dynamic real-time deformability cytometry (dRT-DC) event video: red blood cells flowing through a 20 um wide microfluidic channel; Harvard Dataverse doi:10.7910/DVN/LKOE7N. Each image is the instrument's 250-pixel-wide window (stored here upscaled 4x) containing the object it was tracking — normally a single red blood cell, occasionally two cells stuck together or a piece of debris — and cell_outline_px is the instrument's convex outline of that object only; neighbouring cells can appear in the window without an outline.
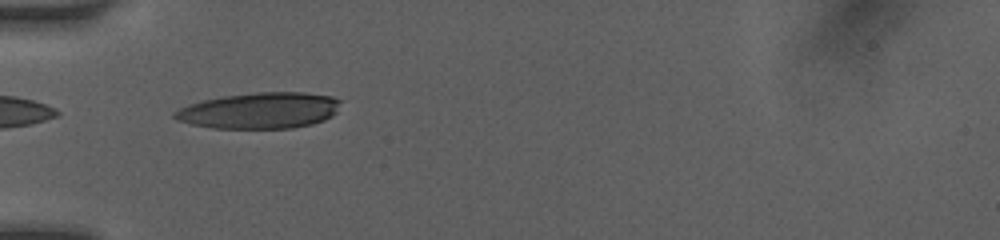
{"species": "human", "species_latin": "Homo sapiens", "temperature_condition": "room temperature", "stored_images_in_passage": 5, "camera_frame_rate_fps": 3000, "um_per_image_px": 0.085, "donor": {"sex": "female"}, "frame": {"image": 1, "passage_image": 4, "time_ms": 3.0, "image_size_px": [1000, 240], "cell_outline_px": [[344, 100], [336, 112], [332, 116], [324, 120], [312, 124], [292, 128], [212, 128], [192, 124], [176, 120], [172, 116], [172, 112], [188, 104], [204, 100], [224, 96], [256, 92], [304, 92], [332, 96]], "centroid_in_image_um": [22.1, 9.39], "position_along_channel_um": 62.9, "area_um2": 35.14}}